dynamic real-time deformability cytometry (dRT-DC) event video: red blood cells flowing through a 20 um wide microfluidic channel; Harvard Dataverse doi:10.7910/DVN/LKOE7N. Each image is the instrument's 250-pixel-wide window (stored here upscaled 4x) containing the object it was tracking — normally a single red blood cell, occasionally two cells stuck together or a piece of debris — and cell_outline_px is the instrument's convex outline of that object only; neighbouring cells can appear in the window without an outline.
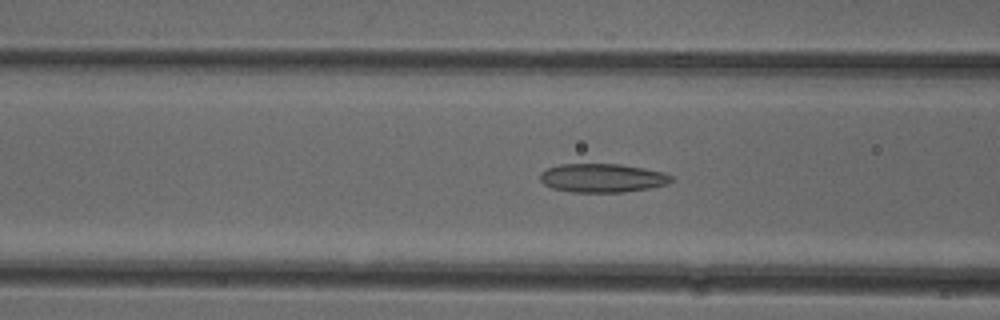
{"species": "common noctule bat (a hibernating species)", "species_latin": "Nyctalus noctula", "temperature_condition": "cold", "stored_images_in_passage": 51, "camera_frame_rate_fps": 3000, "um_per_image_px": 0.085, "animal": {"sex": "female"}, "frame": {"image": 1, "passage_image": 20, "time_ms": 6.333, "image_size_px": [1000, 320], "cell_outline_px": [[676, 180], [668, 184], [648, 188], [624, 192], [572, 192], [552, 188], [544, 184], [540, 180], [540, 172], [548, 168], [560, 164], [620, 164], [644, 168], [664, 172], [672, 176]], "centroid_in_image_um": [51.22, 15.13], "position_along_channel_um": 115.4, "area_um2": 22.08}}
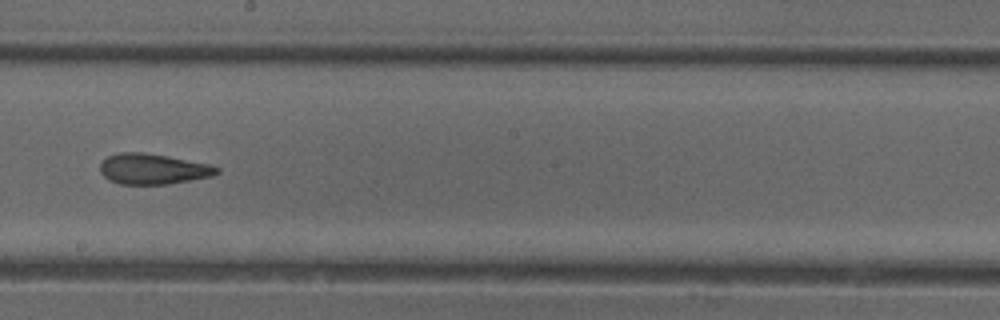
{"frame": {"image": 2, "passage_image": 29, "time_ms": 9.333, "image_size_px": [1000, 320], "cell_outline_px": [[220, 172], [212, 176], [168, 184], [120, 184], [108, 180], [100, 172], [100, 164], [108, 156], [120, 152], [144, 152], [168, 156], [212, 164], [220, 168]], "centroid_in_image_um": [13.02, 14.36], "position_along_channel_um": 235.2, "area_um2": 20.92}}
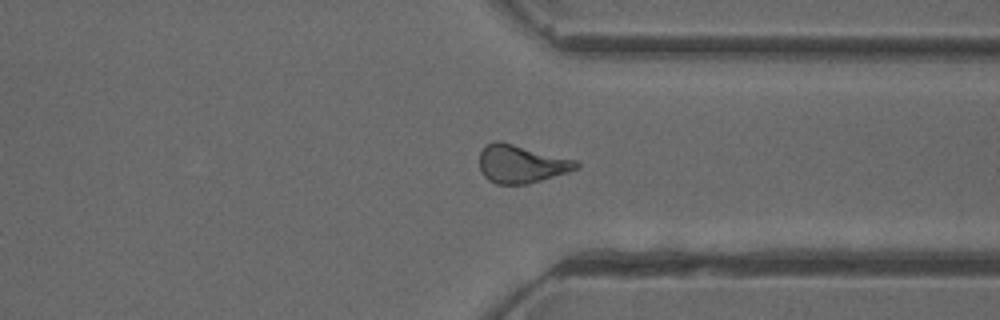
{"frame": {"image": 3, "passage_image": 39, "time_ms": 12.667, "image_size_px": [1000, 320], "cell_outline_px": [[580, 168], [568, 172], [528, 184], [496, 184], [488, 180], [480, 172], [480, 152], [488, 144], [496, 140], [500, 140], [580, 160]], "centroid_in_image_um": [44.35, 13.92], "position_along_channel_um": 367.0, "area_um2": 21.91}, "authors_computed_cell_mechanics": {"area_um2": 21.386, "velocity_mm_per_s": 3.9884, "shape_relaxation_time_tau1_ms": null, "shape_relaxation_time_tau2_ms": 2.7017, "deformation_change_tau1": null, "deformation_change_tau2": 0.113}}